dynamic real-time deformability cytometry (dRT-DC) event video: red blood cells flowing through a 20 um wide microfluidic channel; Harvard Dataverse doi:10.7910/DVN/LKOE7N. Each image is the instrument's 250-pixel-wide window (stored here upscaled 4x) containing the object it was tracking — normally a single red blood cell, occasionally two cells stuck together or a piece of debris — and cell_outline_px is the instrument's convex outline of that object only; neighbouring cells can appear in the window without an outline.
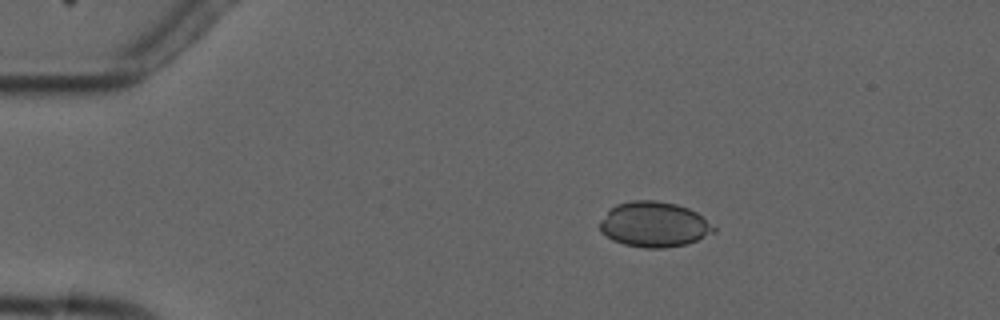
{"species": "common noctule bat (a hibernating species)", "species_latin": "Nyctalus noctula", "temperature_condition": "cold", "stored_images_in_passage": 5, "camera_frame_rate_fps": 3000, "um_per_image_px": 0.085, "animal": {"sex": "male", "forearm_length_mm": 52.5}, "frame": {"image": 1, "passage_image": 3, "time_ms": 2.333, "image_size_px": [1000, 320], "cell_outline_px": [[716, 232], [688, 244], [664, 248], [644, 248], [624, 244], [612, 240], [600, 232], [600, 220], [616, 204], [632, 200], [656, 200], [676, 204], [688, 208], [696, 212], [716, 228]], "centroid_in_image_um": [55.6, 19.08], "position_along_channel_um": 29.4, "area_um2": 30.11}}